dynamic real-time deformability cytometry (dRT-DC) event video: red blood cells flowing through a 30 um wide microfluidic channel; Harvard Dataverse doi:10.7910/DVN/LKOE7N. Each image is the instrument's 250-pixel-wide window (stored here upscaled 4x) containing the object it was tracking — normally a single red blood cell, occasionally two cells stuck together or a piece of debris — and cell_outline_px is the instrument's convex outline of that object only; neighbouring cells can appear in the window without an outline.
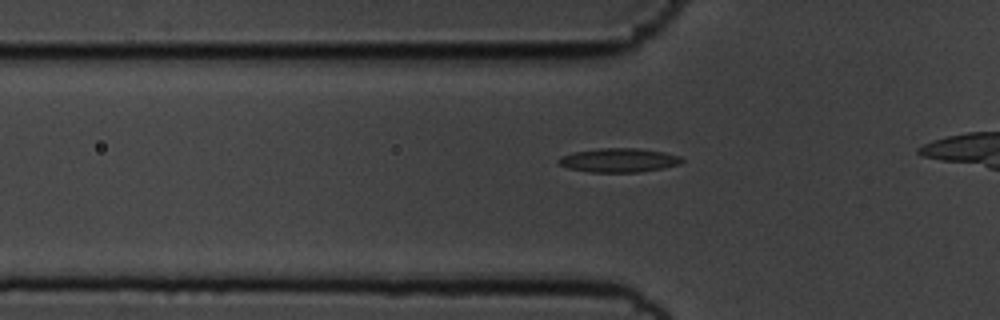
{"species": "common noctule bat (a hibernating species)", "species_latin": "Nyctalus noctula", "temperature_condition": "cold", "stored_images_in_passage": 26, "camera_frame_rate_fps": 3000, "um_per_image_px": 0.085, "animal": {"sex": "male", "body_mass_g": 19.5, "forearm_length_mm": 54.6}, "frame": {"image": 1, "passage_image": 9, "time_ms": 2.667, "image_size_px": [1000, 320], "cell_outline_px": [[684, 160], [680, 164], [664, 168], [636, 172], [592, 172], [568, 168], [560, 164], [556, 160], [560, 156], [572, 152], [600, 148], [636, 148], [664, 152], [680, 156]], "centroid_in_image_um": [52.59, 13.61], "position_along_channel_um": 73.2, "area_um2": 17.22}}
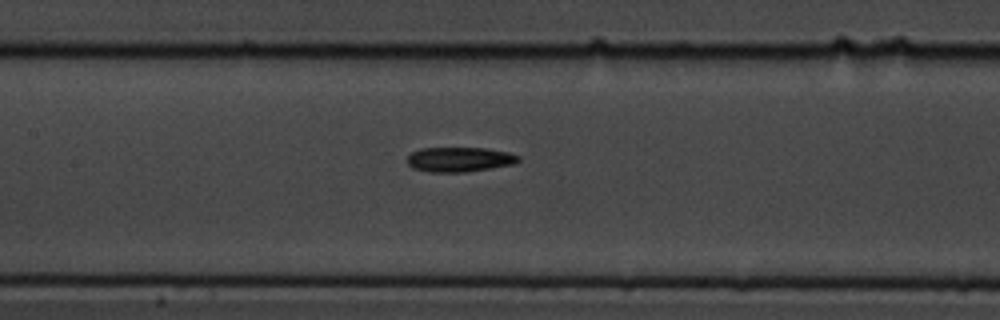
{"frame": {"image": 2, "passage_image": 17, "time_ms": 5.333, "image_size_px": [1000, 320], "cell_outline_px": [[520, 160], [516, 164], [464, 172], [428, 172], [412, 168], [408, 164], [408, 156], [412, 152], [420, 148], [484, 148], [508, 152], [520, 156]], "centroid_in_image_um": [39.06, 13.55], "position_along_channel_um": 168.3, "area_um2": 16.07}}
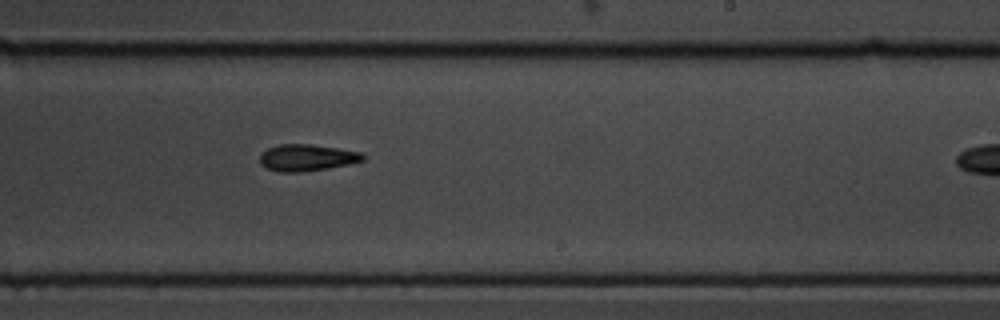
{"frame": {"image": 3, "passage_image": 25, "time_ms": 8.0, "image_size_px": [1000, 320], "cell_outline_px": [[364, 160], [348, 164], [328, 168], [300, 172], [280, 172], [268, 168], [260, 164], [260, 156], [268, 148], [280, 144], [308, 144], [336, 148], [360, 152], [364, 156]], "centroid_in_image_um": [26.07, 13.4], "position_along_channel_um": 262.9, "area_um2": 15.72}}